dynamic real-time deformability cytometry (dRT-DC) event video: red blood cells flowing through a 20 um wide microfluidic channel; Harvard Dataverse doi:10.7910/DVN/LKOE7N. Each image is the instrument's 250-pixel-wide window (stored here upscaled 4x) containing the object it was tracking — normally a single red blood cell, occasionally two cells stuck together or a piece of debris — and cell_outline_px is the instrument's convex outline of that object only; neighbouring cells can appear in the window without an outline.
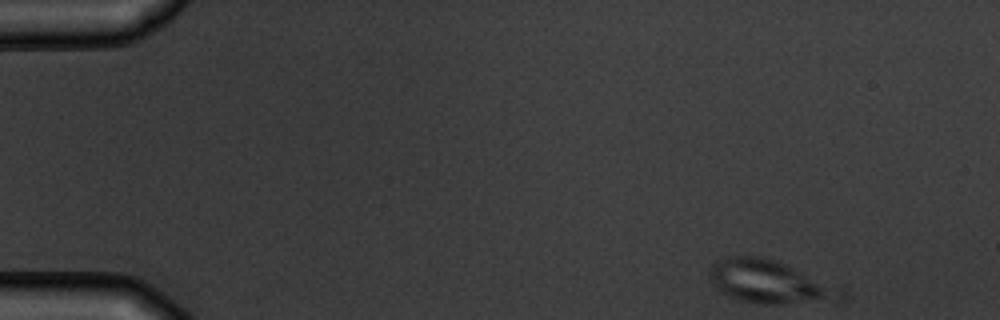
{"species": "common noctule bat (a hibernating species)", "species_latin": "Nyctalus noctula", "temperature_condition": "warm", "stored_images_in_passage": 4, "camera_frame_rate_fps": 3000, "um_per_image_px": 0.085, "animal": {"sex": "male", "body_mass_g": 19.5, "forearm_length_mm": 54.6}, "frame": {"image": 1, "passage_image": 1, "time_ms": 0.0, "image_size_px": [1000, 320], "cell_outline_px": [[848, 296], [840, 304], [760, 304], [740, 300], [728, 296], [720, 292], [712, 284], [708, 272], [708, 268], [716, 260], [728, 256], [756, 256], [772, 260], [784, 264], [848, 288]], "centroid_in_image_um": [65.61, 24.02], "position_along_channel_um": 19.4, "area_um2": 34.62}}